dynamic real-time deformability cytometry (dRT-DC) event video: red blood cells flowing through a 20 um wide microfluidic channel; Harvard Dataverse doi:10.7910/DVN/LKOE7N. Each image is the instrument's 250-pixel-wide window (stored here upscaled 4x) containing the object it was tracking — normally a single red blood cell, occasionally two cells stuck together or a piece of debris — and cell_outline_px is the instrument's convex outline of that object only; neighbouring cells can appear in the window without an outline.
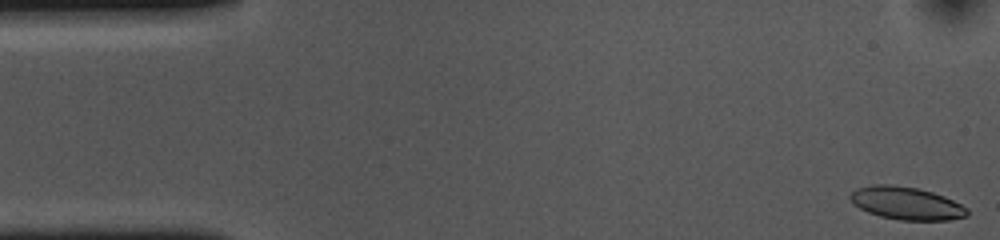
{"species": "common noctule bat (a hibernating species)", "species_latin": "Nyctalus noctula", "temperature_condition": "cold", "stored_images_in_passage": 49, "camera_frame_rate_fps": 3000, "um_per_image_px": 0.085, "animal": {"sex": "female", "body_mass_g": 10.0, "forearm_length_mm": 53.1}, "frame": {"image": 1, "passage_image": 1, "time_ms": 0.0, "image_size_px": [1000, 240], "cell_outline_px": [[968, 216], [948, 220], [900, 220], [880, 216], [868, 212], [860, 208], [848, 196], [856, 188], [872, 184], [892, 184], [916, 188], [932, 192], [944, 196], [968, 208]], "centroid_in_image_um": [77.04, 17.27], "position_along_channel_um": 8.0, "area_um2": 22.25}}
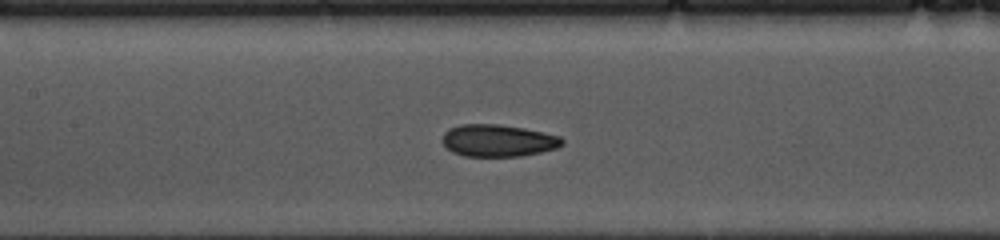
{"frame": {"image": 2, "passage_image": 23, "time_ms": 7.333, "image_size_px": [1000, 240], "cell_outline_px": [[564, 144], [556, 148], [540, 152], [520, 156], [464, 156], [452, 152], [440, 140], [444, 132], [448, 128], [460, 124], [500, 124], [524, 128], [560, 136], [564, 140]], "centroid_in_image_um": [42.3, 11.94], "position_along_channel_um": 165.1, "area_um2": 22.54}}
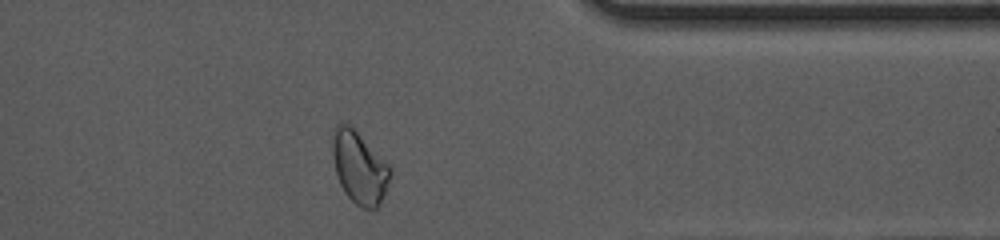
{"frame": {"image": 3, "passage_image": 42, "time_ms": 13.667, "image_size_px": [1000, 240], "cell_outline_px": [[392, 172], [380, 204], [376, 208], [360, 208], [344, 192], [340, 184], [336, 172], [332, 156], [332, 128], [336, 124], [344, 120], [392, 168]], "centroid_in_image_um": [30.51, 14.22], "position_along_channel_um": 380.9, "area_um2": 24.1}, "authors_computed_cell_mechanics": {"area_um2": 22.542, "velocity_mm_per_s": 3.651, "shape_relaxation_time_tau1_ms": 3.9181, "shape_relaxation_time_tau2_ms": 2.3865, "deformation_change_tau1": 0.109, "deformation_change_tau2": 0.0829}}